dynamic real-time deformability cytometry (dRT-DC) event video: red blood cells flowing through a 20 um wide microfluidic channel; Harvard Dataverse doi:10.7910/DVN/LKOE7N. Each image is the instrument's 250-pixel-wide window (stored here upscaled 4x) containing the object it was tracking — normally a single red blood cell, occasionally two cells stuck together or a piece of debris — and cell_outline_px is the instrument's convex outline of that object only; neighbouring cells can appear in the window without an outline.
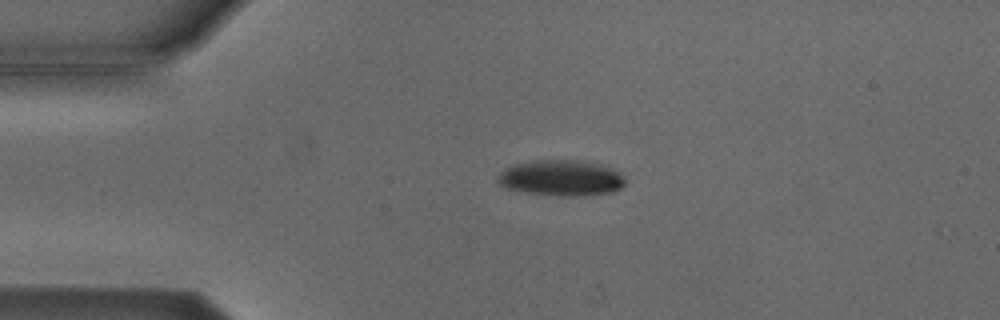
{"species": "Egyptian fruit bat (a non-hibernating species)", "species_latin": "Rousettus aegyptiacus", "temperature_condition": "cold", "stored_images_in_passage": 2, "camera_frame_rate_fps": 3000, "um_per_image_px": 0.085, "animal": {"sex": "male"}, "frame": {"image": 1, "passage_image": 1, "time_ms": 0.0, "image_size_px": [1000, 320], "cell_outline_px": [[624, 184], [620, 188], [612, 192], [576, 196], [560, 196], [524, 192], [508, 188], [500, 184], [496, 180], [496, 176], [504, 168], [512, 164], [532, 160], [580, 160], [608, 164], [620, 172], [624, 176]], "centroid_in_image_um": [47.71, 15.1], "position_along_channel_um": 37.3, "area_um2": 27.11}}